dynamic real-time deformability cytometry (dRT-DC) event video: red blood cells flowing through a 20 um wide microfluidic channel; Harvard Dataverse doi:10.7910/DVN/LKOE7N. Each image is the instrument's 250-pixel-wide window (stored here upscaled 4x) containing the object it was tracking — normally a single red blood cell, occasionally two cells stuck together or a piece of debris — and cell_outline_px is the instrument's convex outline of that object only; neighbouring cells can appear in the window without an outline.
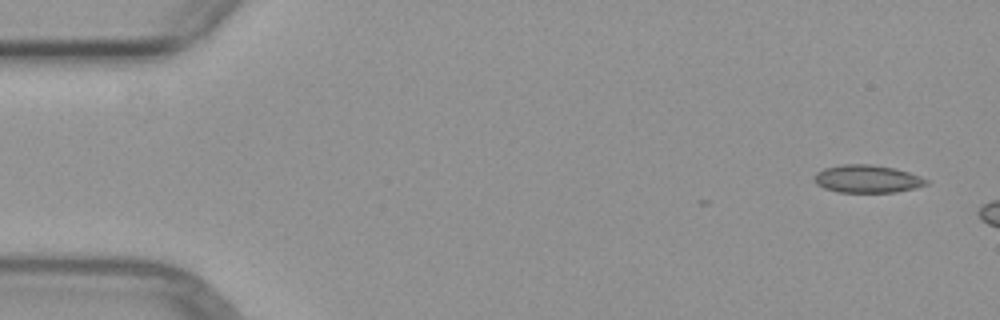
{"species": "common noctule bat (a hibernating species)", "species_latin": "Nyctalus noctula", "temperature_condition": "warm", "stored_images_in_passage": 3, "camera_frame_rate_fps": 3000, "um_per_image_px": 0.085, "animal": {"sex": "female", "body_mass_g": 29.2, "forearm_length_mm": 56.3}, "frame": {"image": 1, "passage_image": 1, "time_ms": 0.0, "image_size_px": [1000, 320], "cell_outline_px": [[928, 184], [916, 188], [896, 192], [836, 192], [824, 188], [816, 184], [812, 180], [816, 172], [824, 168], [840, 164], [872, 164], [896, 168], [920, 176], [928, 180]], "centroid_in_image_um": [73.69, 15.2], "position_along_channel_um": 11.3, "area_um2": 18.38}}